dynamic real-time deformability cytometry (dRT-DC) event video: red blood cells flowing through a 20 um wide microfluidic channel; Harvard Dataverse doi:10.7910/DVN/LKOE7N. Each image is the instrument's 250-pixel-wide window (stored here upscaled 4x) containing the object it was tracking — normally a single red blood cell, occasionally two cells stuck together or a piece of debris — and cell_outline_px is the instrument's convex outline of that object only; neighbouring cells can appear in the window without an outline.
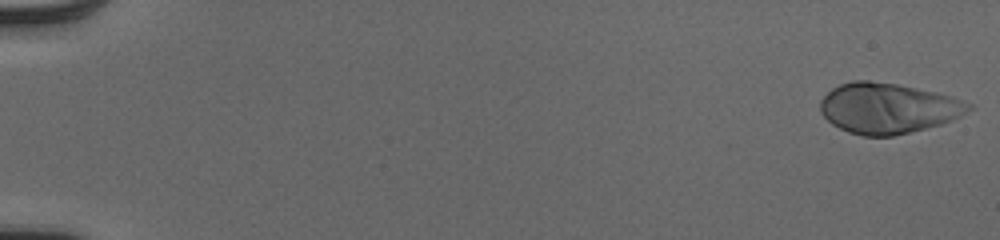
{"species": "human", "species_latin": "Homo sapiens", "temperature_condition": "cold", "stored_images_in_passage": 52, "camera_frame_rate_fps": 3000, "um_per_image_px": 0.085, "donor": {"sex": "male"}, "frame": {"image": 1, "passage_image": 1, "time_ms": 0.0, "image_size_px": [1000, 240], "cell_outline_px": [[972, 108], [960, 116], [952, 120], [940, 124], [892, 136], [864, 136], [848, 132], [832, 124], [820, 112], [820, 100], [832, 88], [840, 84], [852, 80], [868, 80], [896, 84], [936, 92], [952, 96], [972, 104]], "centroid_in_image_um": [75.45, 9.19], "position_along_channel_um": 9.5, "area_um2": 43.41}}
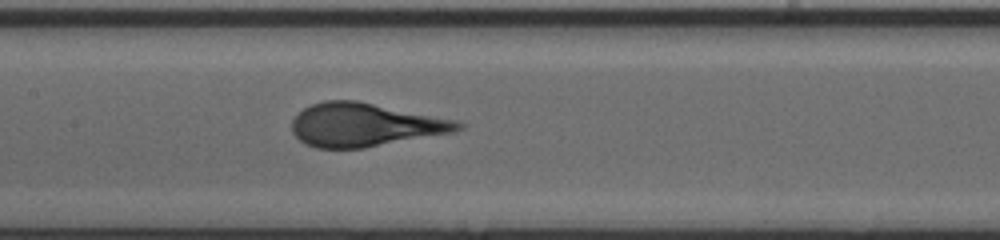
{"frame": {"image": 2, "passage_image": 27, "time_ms": 8.667, "image_size_px": [1000, 240], "cell_outline_px": [[464, 128], [456, 132], [364, 148], [316, 148], [304, 144], [292, 132], [292, 120], [304, 108], [312, 104], [324, 100], [356, 100], [460, 120], [464, 124]], "centroid_in_image_um": [31.07, 10.61], "position_along_channel_um": 176.3, "area_um2": 42.37}}
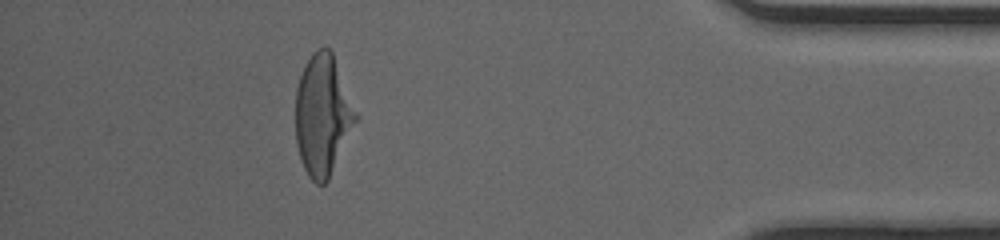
{"frame": {"image": 3, "passage_image": 47, "time_ms": 15.333, "image_size_px": [1000, 240], "cell_outline_px": [[360, 116], [328, 180], [324, 184], [316, 184], [308, 176], [304, 168], [296, 144], [296, 88], [300, 76], [312, 52], [316, 48], [328, 48], [332, 52]], "centroid_in_image_um": [27.45, 9.79], "position_along_channel_um": 407.7, "area_um2": 42.54}}